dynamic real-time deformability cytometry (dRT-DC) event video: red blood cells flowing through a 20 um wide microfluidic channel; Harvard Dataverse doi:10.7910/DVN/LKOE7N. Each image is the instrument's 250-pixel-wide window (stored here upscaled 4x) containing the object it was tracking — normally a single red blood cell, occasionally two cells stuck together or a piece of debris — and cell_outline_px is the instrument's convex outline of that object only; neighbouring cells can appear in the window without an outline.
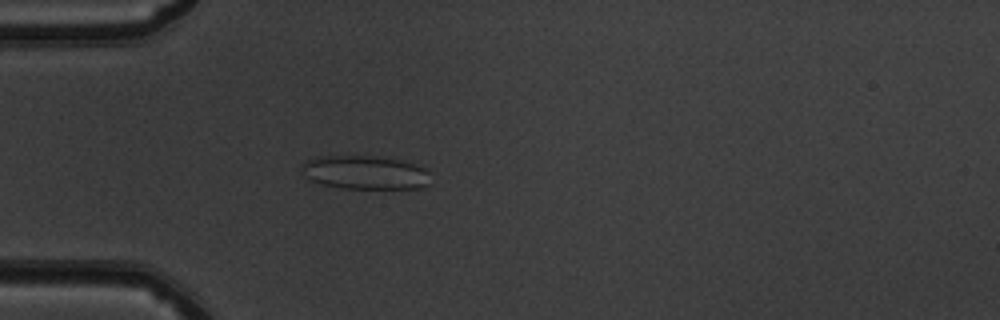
{"species": "common noctule bat (a hibernating species)", "species_latin": "Nyctalus noctula", "temperature_condition": "warm", "stored_images_in_passage": 50, "camera_frame_rate_fps": 3000, "um_per_image_px": 0.085, "animal": {"sex": "male", "body_mass_g": 19.5, "forearm_length_mm": 54.6}, "frame": {"image": 1, "passage_image": 15, "time_ms": 4.667, "image_size_px": [1000, 320], "cell_outline_px": [[428, 184], [420, 188], [340, 188], [324, 184], [312, 180], [304, 176], [300, 168], [300, 164], [316, 156], [392, 156], [428, 168]], "centroid_in_image_um": [31.05, 14.63], "position_along_channel_um": 54.0, "area_um2": 25.66}}
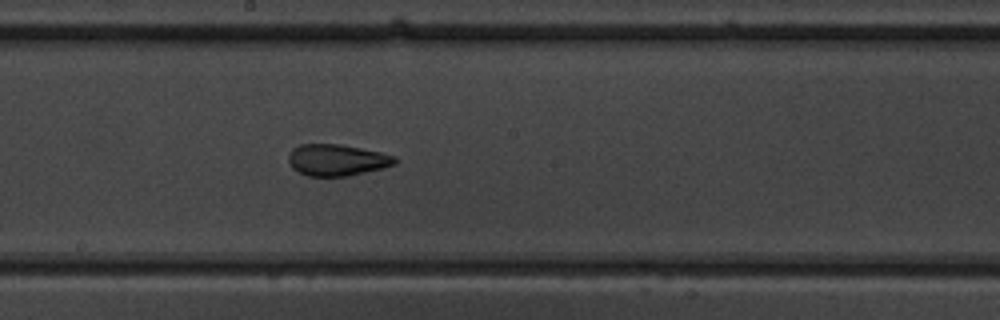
{"frame": {"image": 2, "passage_image": 28, "time_ms": 9.0, "image_size_px": [1000, 320], "cell_outline_px": [[396, 164], [384, 168], [348, 176], [308, 176], [292, 168], [288, 160], [288, 152], [292, 148], [300, 144], [340, 144], [380, 152], [396, 156]], "centroid_in_image_um": [28.63, 13.6], "position_along_channel_um": 219.6, "area_um2": 19.65}}
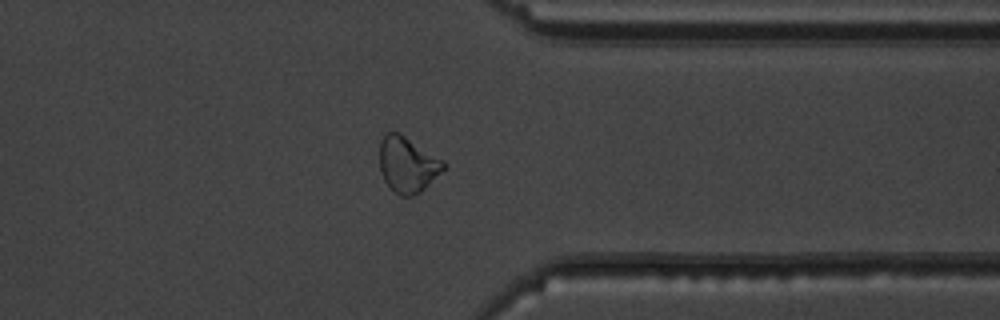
{"frame": {"image": 3, "passage_image": 40, "time_ms": 13.0, "image_size_px": [1000, 320], "cell_outline_px": [[448, 168], [420, 192], [412, 196], [400, 196], [384, 180], [380, 172], [380, 140], [388, 132], [400, 132], [444, 160], [448, 164]], "centroid_in_image_um": [34.69, 13.98], "position_along_channel_um": 376.7, "area_um2": 21.04}, "authors_computed_cell_mechanics": {"area_um2": 21.9351, "velocity_mm_per_s": 4.0321, "shape_relaxation_time_tau1_ms": 10.18, "shape_relaxation_time_tau2_ms": 1.3426, "deformation_change_tau1": 0.2233, "deformation_change_tau2": 0.0887}}